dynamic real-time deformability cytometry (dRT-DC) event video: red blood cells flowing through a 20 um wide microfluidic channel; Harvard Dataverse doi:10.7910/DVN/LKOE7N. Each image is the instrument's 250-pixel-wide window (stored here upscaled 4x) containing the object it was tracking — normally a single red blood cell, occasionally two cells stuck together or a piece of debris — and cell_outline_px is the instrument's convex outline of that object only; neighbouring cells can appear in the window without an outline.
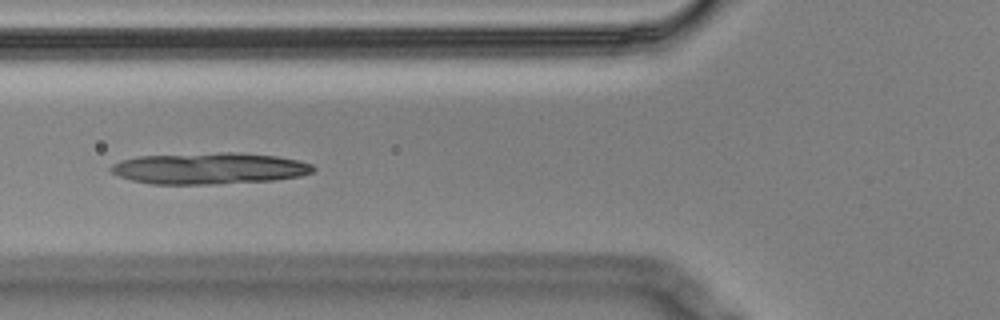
{"species": "Egyptian fruit bat (a non-hibernating species)", "species_latin": "Rousettus aegyptiacus", "temperature_condition": "cold", "stored_images_in_passage": 9, "camera_frame_rate_fps": 3000, "um_per_image_px": 0.085, "animal": {"sex": "male"}, "frame": {"image": 1, "passage_image": 6, "time_ms": 1.667, "image_size_px": [1000, 320], "cell_outline_px": [[316, 168], [312, 172], [300, 176], [272, 180], [216, 184], [148, 184], [132, 180], [120, 176], [112, 172], [108, 168], [112, 164], [120, 160], [136, 156], [220, 152], [240, 152], [276, 156], [296, 160], [312, 164]], "centroid_in_image_um": [17.76, 14.31], "position_along_channel_um": 108.0, "area_um2": 37.22}}
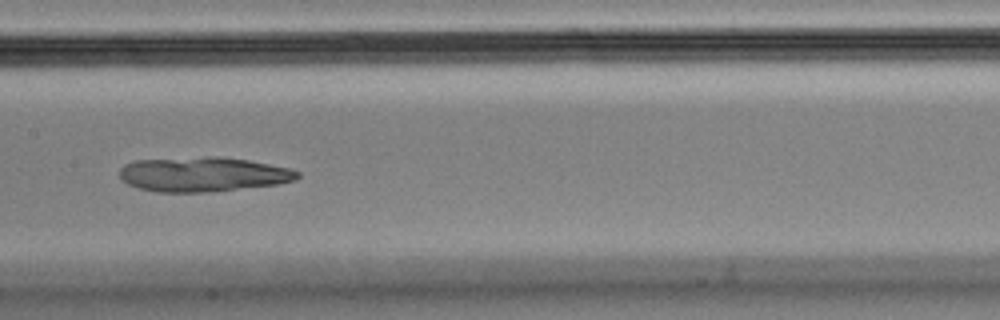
{"frame": {"image": 2, "passage_image": 8, "time_ms": 2.333, "image_size_px": [1000, 320], "cell_outline_px": [[300, 176], [296, 180], [276, 184], [208, 192], [156, 192], [140, 188], [128, 184], [120, 180], [120, 168], [124, 164], [136, 160], [212, 156], [220, 156], [248, 160], [288, 168], [300, 172]], "centroid_in_image_um": [17.23, 14.81], "position_along_channel_um": 190.2, "area_um2": 35.84}}
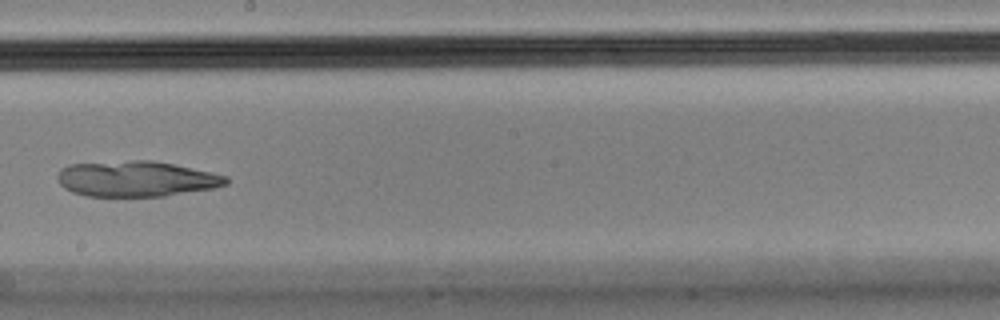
{"frame": {"image": 3, "passage_image": 9, "time_ms": 2.667, "image_size_px": [1000, 320], "cell_outline_px": [[228, 184], [216, 188], [164, 196], [88, 196], [72, 192], [64, 188], [60, 184], [56, 176], [60, 168], [68, 164], [132, 160], [152, 160], [212, 172], [228, 176]], "centroid_in_image_um": [11.58, 15.2], "position_along_channel_um": 236.6, "area_um2": 35.2}}